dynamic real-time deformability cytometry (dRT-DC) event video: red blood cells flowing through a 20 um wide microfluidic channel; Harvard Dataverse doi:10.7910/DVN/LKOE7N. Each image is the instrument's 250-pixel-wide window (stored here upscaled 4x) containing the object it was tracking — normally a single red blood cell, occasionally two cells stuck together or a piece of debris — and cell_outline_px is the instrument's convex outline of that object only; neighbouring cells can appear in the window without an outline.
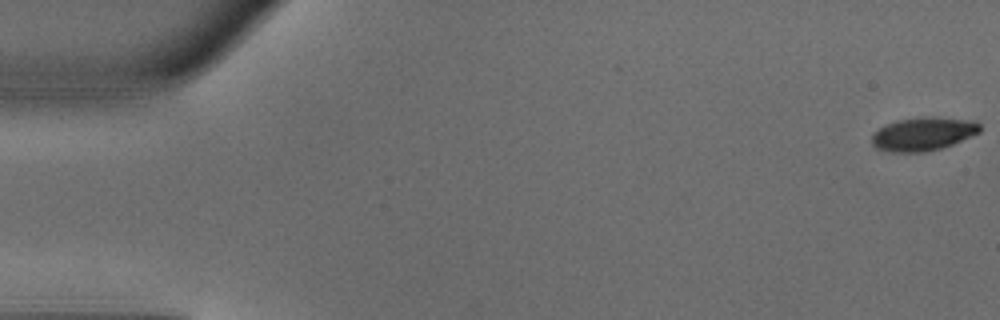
{"species": "common noctule bat (a hibernating species)", "species_latin": "Nyctalus noctula", "temperature_condition": "warm", "stored_images_in_passage": 49, "camera_frame_rate_fps": 3000, "um_per_image_px": 0.085, "animal": {"sex": "male", "body_mass_g": 18.8}, "frame": {"image": 1, "passage_image": 1, "time_ms": 0.0, "image_size_px": [1000, 320], "cell_outline_px": [[980, 132], [972, 136], [952, 144], [940, 148], [924, 152], [892, 152], [876, 148], [872, 144], [872, 132], [896, 120], [920, 116], [932, 116], [976, 120], [980, 124]], "centroid_in_image_um": [78.48, 11.36], "position_along_channel_um": 6.5, "area_um2": 21.27}}
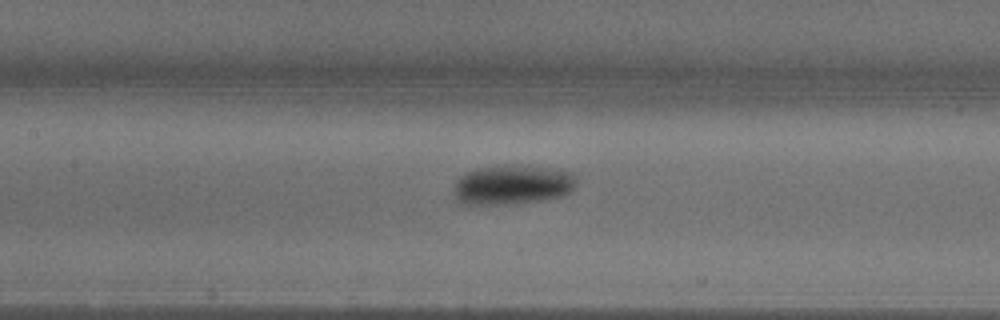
{"frame": {"image": 2, "passage_image": 23, "time_ms": 7.333, "image_size_px": [1000, 320], "cell_outline_px": [[576, 184], [568, 192], [560, 196], [540, 200], [508, 204], [460, 204], [456, 200], [452, 192], [452, 188], [456, 180], [460, 176], [476, 168], [512, 164], [528, 164], [576, 172]], "centroid_in_image_um": [43.53, 15.67], "position_along_channel_um": 163.9, "area_um2": 28.9}}
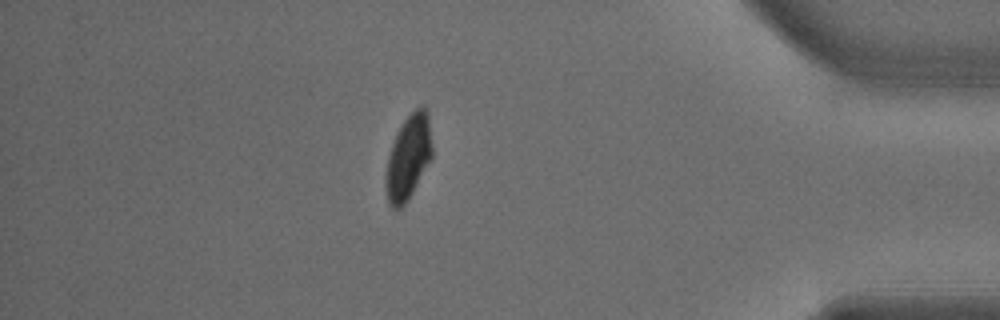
{"frame": {"image": 3, "passage_image": 43, "time_ms": 14.0, "image_size_px": [1000, 320], "cell_outline_px": [[432, 156], [408, 200], [396, 212], [388, 204], [384, 184], [384, 176], [388, 156], [392, 144], [404, 120], [420, 104], [424, 104], [428, 112], [432, 144]], "centroid_in_image_um": [34.69, 13.4], "position_along_channel_um": 400.5, "area_um2": 23.0}, "authors_computed_cell_mechanics": {"area_um2": 23.8136, "velocity_mm_per_s": 4.1298, "shape_relaxation_time_tau1_ms": 2.5063, "shape_relaxation_time_tau2_ms": null, "deformation_change_tau1": 0.1545, "deformation_change_tau2": null}}